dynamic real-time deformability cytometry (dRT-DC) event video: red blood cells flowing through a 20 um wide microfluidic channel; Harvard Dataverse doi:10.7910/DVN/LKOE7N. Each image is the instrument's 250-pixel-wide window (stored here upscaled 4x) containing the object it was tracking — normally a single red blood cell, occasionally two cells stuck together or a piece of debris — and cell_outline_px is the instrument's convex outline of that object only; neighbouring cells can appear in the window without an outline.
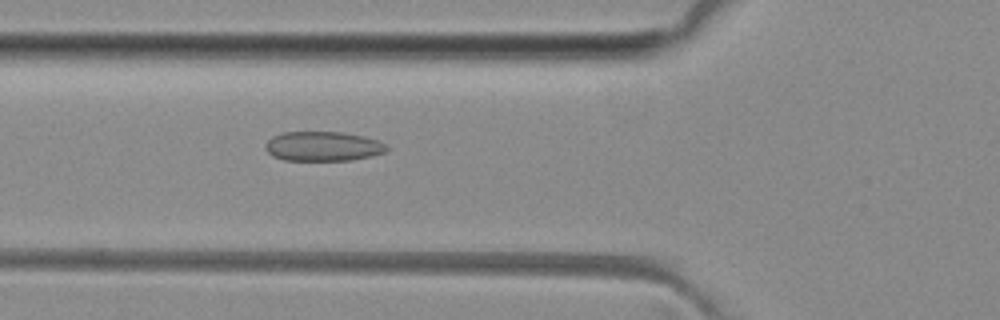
{"species": "common noctule bat (a hibernating species)", "species_latin": "Nyctalus noctula", "temperature_condition": "room temperature", "stored_images_in_passage": 46, "camera_frame_rate_fps": 3000, "um_per_image_px": 0.085, "animal": {"sex": "female", "body_mass_g": 29.2, "forearm_length_mm": 56.3}, "frame": {"image": 1, "passage_image": 16, "time_ms": 5.0, "image_size_px": [1000, 320], "cell_outline_px": [[388, 148], [384, 152], [372, 156], [352, 160], [284, 160], [272, 156], [264, 148], [264, 144], [272, 136], [280, 132], [344, 132], [364, 136], [380, 140]], "centroid_in_image_um": [27.43, 12.43], "position_along_channel_um": 98.4, "area_um2": 21.1}}
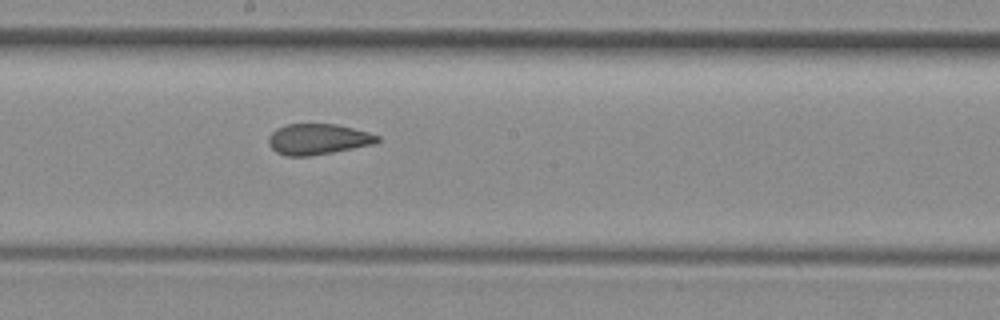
{"frame": {"image": 2, "passage_image": 25, "time_ms": 8.0, "image_size_px": [1000, 320], "cell_outline_px": [[380, 140], [376, 144], [332, 152], [308, 156], [284, 156], [276, 152], [268, 144], [268, 136], [276, 128], [288, 124], [336, 124], [368, 132], [380, 136]], "centroid_in_image_um": [27.02, 11.83], "position_along_channel_um": 221.2, "area_um2": 19.59}}
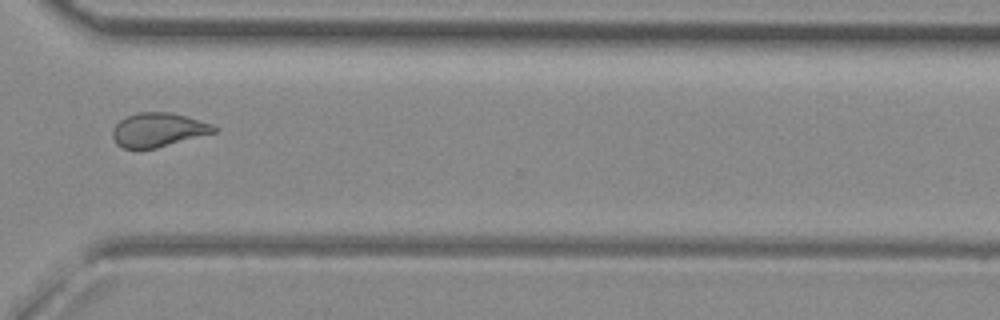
{"frame": {"image": 3, "passage_image": 35, "time_ms": 11.333, "image_size_px": [1000, 320], "cell_outline_px": [[220, 128], [216, 132], [156, 148], [124, 148], [116, 144], [112, 136], [112, 128], [124, 116], [136, 112], [172, 112], [212, 124]], "centroid_in_image_um": [13.43, 11.02], "position_along_channel_um": 357.2, "area_um2": 20.17}, "authors_computed_cell_mechanics": {"area_um2": 20.7502, "velocity_mm_per_s": 4.0852, "shape_relaxation_time_tau1_ms": null, "shape_relaxation_time_tau2_ms": 1.6102, "deformation_change_tau1": null, "deformation_change_tau2": 0.0896}}